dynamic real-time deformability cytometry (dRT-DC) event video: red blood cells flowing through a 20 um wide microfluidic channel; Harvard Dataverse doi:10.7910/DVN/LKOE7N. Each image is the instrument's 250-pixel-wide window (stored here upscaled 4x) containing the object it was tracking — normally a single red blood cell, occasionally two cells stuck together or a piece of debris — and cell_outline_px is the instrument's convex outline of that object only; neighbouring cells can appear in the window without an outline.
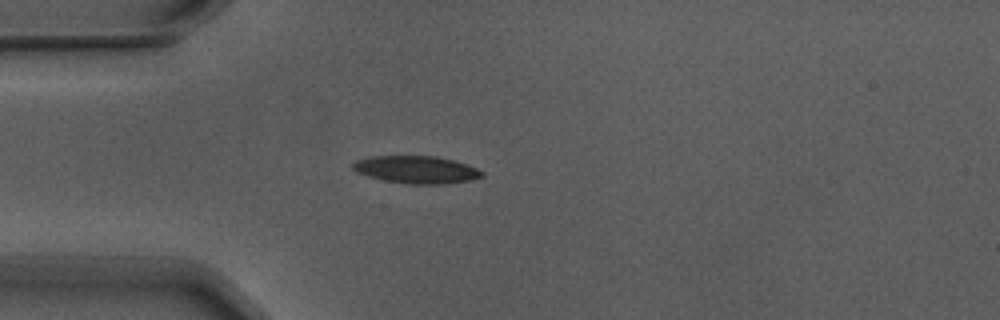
{"species": "Egyptian fruit bat (a non-hibernating species)", "species_latin": "Rousettus aegyptiacus", "temperature_condition": "warm", "stored_images_in_passage": 3, "camera_frame_rate_fps": 3000, "um_per_image_px": 0.085, "animal": {"sex": "male"}, "frame": {"image": 1, "passage_image": 3, "time_ms": 0.667, "image_size_px": [1000, 320], "cell_outline_px": [[484, 176], [472, 180], [444, 184], [408, 184], [384, 180], [368, 176], [356, 172], [352, 168], [352, 164], [356, 160], [368, 156], [436, 156], [452, 160], [476, 168], [484, 172]], "centroid_in_image_um": [35.37, 14.42], "position_along_channel_um": 49.6, "area_um2": 20.69}}